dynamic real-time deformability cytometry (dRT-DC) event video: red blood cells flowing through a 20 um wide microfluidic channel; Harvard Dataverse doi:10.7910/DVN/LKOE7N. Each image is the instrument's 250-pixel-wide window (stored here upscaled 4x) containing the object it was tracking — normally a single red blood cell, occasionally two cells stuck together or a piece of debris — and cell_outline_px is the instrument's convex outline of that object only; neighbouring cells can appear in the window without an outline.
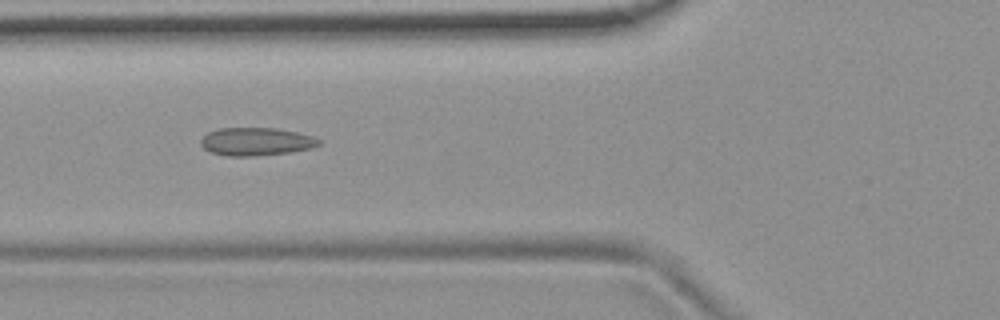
{"species": "common noctule bat (a hibernating species)", "species_latin": "Nyctalus noctula", "temperature_condition": "room temperature", "stored_images_in_passage": 50, "camera_frame_rate_fps": 3000, "um_per_image_px": 0.085, "animal": {"sex": "female", "body_mass_g": 19.9}, "frame": {"image": 1, "passage_image": 20, "time_ms": 6.333, "image_size_px": [1000, 320], "cell_outline_px": [[324, 140], [320, 144], [312, 148], [292, 152], [252, 156], [228, 156], [208, 152], [200, 144], [200, 140], [208, 132], [220, 128], [276, 128], [296, 132], [312, 136]], "centroid_in_image_um": [21.78, 12.04], "position_along_channel_um": 104.0, "area_um2": 19.42}}
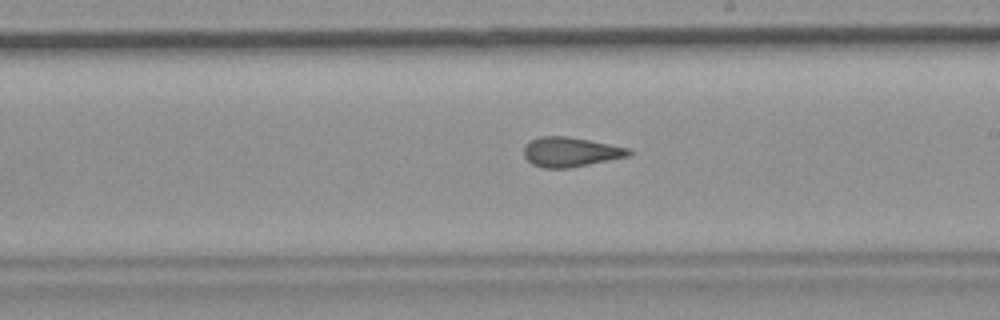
{"frame": {"image": 2, "passage_image": 31, "time_ms": 10.0, "image_size_px": [1000, 320], "cell_outline_px": [[632, 156], [568, 168], [544, 168], [532, 164], [524, 156], [524, 148], [532, 140], [540, 136], [568, 136], [632, 148]], "centroid_in_image_um": [48.56, 12.92], "position_along_channel_um": 240.4, "area_um2": 18.21}}
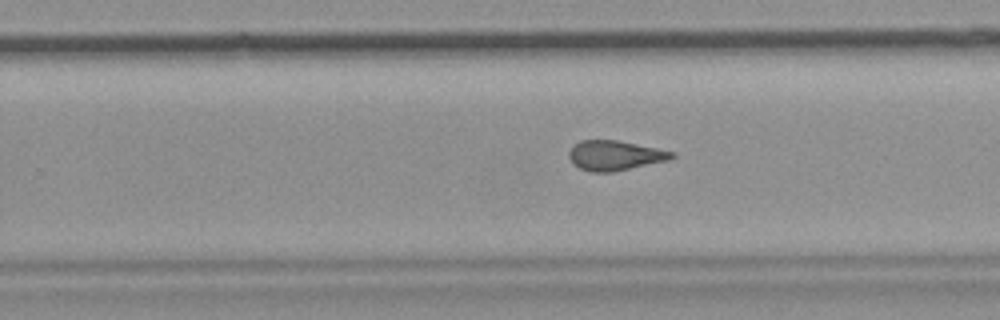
{"frame": {"image": 3, "passage_image": 34, "time_ms": 11.0, "image_size_px": [1000, 320], "cell_outline_px": [[676, 156], [668, 160], [612, 172], [592, 172], [580, 168], [572, 164], [568, 156], [568, 152], [580, 140], [616, 140], [676, 152]], "centroid_in_image_um": [52.25, 13.22], "position_along_channel_um": 277.5, "area_um2": 17.74}}